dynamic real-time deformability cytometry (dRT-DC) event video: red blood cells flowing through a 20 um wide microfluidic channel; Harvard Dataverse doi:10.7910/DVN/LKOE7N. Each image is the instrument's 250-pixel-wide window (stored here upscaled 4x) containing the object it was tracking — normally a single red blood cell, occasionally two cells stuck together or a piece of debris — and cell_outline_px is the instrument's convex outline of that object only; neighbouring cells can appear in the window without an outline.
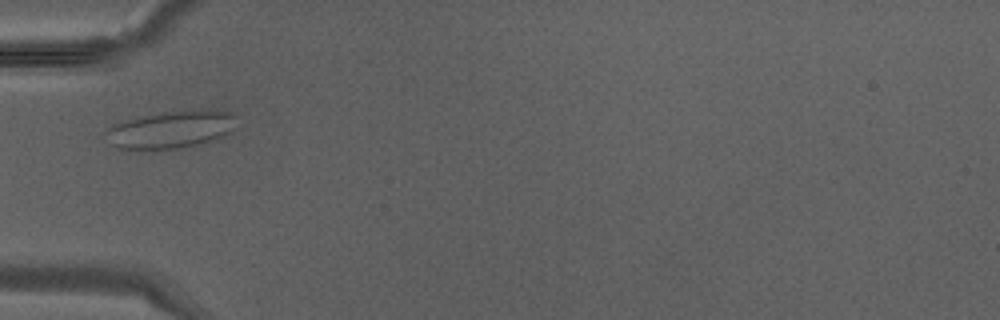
{"species": "Egyptian fruit bat (a non-hibernating species)", "species_latin": "Rousettus aegyptiacus", "temperature_condition": "warm", "stored_images_in_passage": 27, "camera_frame_rate_fps": 3000, "um_per_image_px": 0.085, "animal": {"sex": "male"}, "frame": {"image": 1, "passage_image": 1, "time_ms": 0.0, "image_size_px": [1000, 320], "cell_outline_px": [[240, 116], [236, 128], [232, 132], [208, 144], [180, 148], [116, 148], [108, 144], [100, 136], [112, 124], [140, 116], [164, 112], [212, 108], [236, 112]], "centroid_in_image_um": [14.64, 10.99], "position_along_channel_um": 70.4, "area_um2": 29.88}}
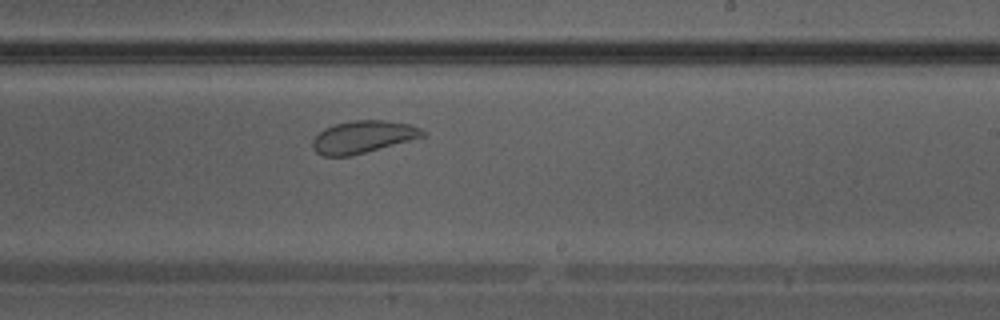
{"frame": {"image": 2, "passage_image": 12, "time_ms": 3.667, "image_size_px": [1000, 320], "cell_outline_px": [[428, 136], [348, 156], [324, 156], [316, 152], [312, 148], [312, 140], [324, 128], [336, 124], [352, 120], [384, 120], [408, 124], [420, 128], [428, 132]], "centroid_in_image_um": [30.88, 11.63], "position_along_channel_um": 258.1, "area_um2": 20.69}}